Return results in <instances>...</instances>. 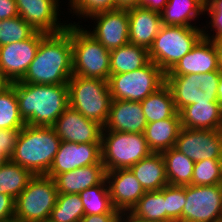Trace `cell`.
Wrapping results in <instances>:
<instances>
[{
	"mask_svg": "<svg viewBox=\"0 0 222 222\" xmlns=\"http://www.w3.org/2000/svg\"><path fill=\"white\" fill-rule=\"evenodd\" d=\"M73 75L71 23L61 32L46 34L35 58L20 82L32 84H68Z\"/></svg>",
	"mask_w": 222,
	"mask_h": 222,
	"instance_id": "1",
	"label": "cell"
},
{
	"mask_svg": "<svg viewBox=\"0 0 222 222\" xmlns=\"http://www.w3.org/2000/svg\"><path fill=\"white\" fill-rule=\"evenodd\" d=\"M19 113L27 125L52 127L69 106L68 84H32L17 81Z\"/></svg>",
	"mask_w": 222,
	"mask_h": 222,
	"instance_id": "2",
	"label": "cell"
},
{
	"mask_svg": "<svg viewBox=\"0 0 222 222\" xmlns=\"http://www.w3.org/2000/svg\"><path fill=\"white\" fill-rule=\"evenodd\" d=\"M61 139L53 127L25 125L10 160L33 175H46L58 152Z\"/></svg>",
	"mask_w": 222,
	"mask_h": 222,
	"instance_id": "3",
	"label": "cell"
},
{
	"mask_svg": "<svg viewBox=\"0 0 222 222\" xmlns=\"http://www.w3.org/2000/svg\"><path fill=\"white\" fill-rule=\"evenodd\" d=\"M68 99L69 107L105 125L112 102L108 81L72 75L68 81Z\"/></svg>",
	"mask_w": 222,
	"mask_h": 222,
	"instance_id": "4",
	"label": "cell"
},
{
	"mask_svg": "<svg viewBox=\"0 0 222 222\" xmlns=\"http://www.w3.org/2000/svg\"><path fill=\"white\" fill-rule=\"evenodd\" d=\"M84 29L79 23H71L73 75L107 81L110 76V51Z\"/></svg>",
	"mask_w": 222,
	"mask_h": 222,
	"instance_id": "5",
	"label": "cell"
},
{
	"mask_svg": "<svg viewBox=\"0 0 222 222\" xmlns=\"http://www.w3.org/2000/svg\"><path fill=\"white\" fill-rule=\"evenodd\" d=\"M203 37V28L163 25L149 49V57L169 72Z\"/></svg>",
	"mask_w": 222,
	"mask_h": 222,
	"instance_id": "6",
	"label": "cell"
},
{
	"mask_svg": "<svg viewBox=\"0 0 222 222\" xmlns=\"http://www.w3.org/2000/svg\"><path fill=\"white\" fill-rule=\"evenodd\" d=\"M101 152L106 172L129 169L152 153L144 133L119 131H102Z\"/></svg>",
	"mask_w": 222,
	"mask_h": 222,
	"instance_id": "7",
	"label": "cell"
},
{
	"mask_svg": "<svg viewBox=\"0 0 222 222\" xmlns=\"http://www.w3.org/2000/svg\"><path fill=\"white\" fill-rule=\"evenodd\" d=\"M166 73L150 61L146 66L108 78L109 92L114 100L141 102L165 84Z\"/></svg>",
	"mask_w": 222,
	"mask_h": 222,
	"instance_id": "8",
	"label": "cell"
},
{
	"mask_svg": "<svg viewBox=\"0 0 222 222\" xmlns=\"http://www.w3.org/2000/svg\"><path fill=\"white\" fill-rule=\"evenodd\" d=\"M55 181L47 175H34L15 200V217L24 222H48L56 204Z\"/></svg>",
	"mask_w": 222,
	"mask_h": 222,
	"instance_id": "9",
	"label": "cell"
},
{
	"mask_svg": "<svg viewBox=\"0 0 222 222\" xmlns=\"http://www.w3.org/2000/svg\"><path fill=\"white\" fill-rule=\"evenodd\" d=\"M221 72L211 71L203 74L165 76L177 112L193 103L218 102L217 90Z\"/></svg>",
	"mask_w": 222,
	"mask_h": 222,
	"instance_id": "10",
	"label": "cell"
},
{
	"mask_svg": "<svg viewBox=\"0 0 222 222\" xmlns=\"http://www.w3.org/2000/svg\"><path fill=\"white\" fill-rule=\"evenodd\" d=\"M186 204L181 222H222V189L220 185L185 186Z\"/></svg>",
	"mask_w": 222,
	"mask_h": 222,
	"instance_id": "11",
	"label": "cell"
},
{
	"mask_svg": "<svg viewBox=\"0 0 222 222\" xmlns=\"http://www.w3.org/2000/svg\"><path fill=\"white\" fill-rule=\"evenodd\" d=\"M45 35L36 31L24 41L0 46V79L4 83L17 82L24 77Z\"/></svg>",
	"mask_w": 222,
	"mask_h": 222,
	"instance_id": "12",
	"label": "cell"
},
{
	"mask_svg": "<svg viewBox=\"0 0 222 222\" xmlns=\"http://www.w3.org/2000/svg\"><path fill=\"white\" fill-rule=\"evenodd\" d=\"M175 148L194 162L222 159V130L181 127Z\"/></svg>",
	"mask_w": 222,
	"mask_h": 222,
	"instance_id": "13",
	"label": "cell"
},
{
	"mask_svg": "<svg viewBox=\"0 0 222 222\" xmlns=\"http://www.w3.org/2000/svg\"><path fill=\"white\" fill-rule=\"evenodd\" d=\"M88 18L96 20L97 24L93 31L87 30V32L107 50L111 51L129 43L128 8L101 11Z\"/></svg>",
	"mask_w": 222,
	"mask_h": 222,
	"instance_id": "14",
	"label": "cell"
},
{
	"mask_svg": "<svg viewBox=\"0 0 222 222\" xmlns=\"http://www.w3.org/2000/svg\"><path fill=\"white\" fill-rule=\"evenodd\" d=\"M92 164H103L101 143L61 141L46 175L54 178L58 174Z\"/></svg>",
	"mask_w": 222,
	"mask_h": 222,
	"instance_id": "15",
	"label": "cell"
},
{
	"mask_svg": "<svg viewBox=\"0 0 222 222\" xmlns=\"http://www.w3.org/2000/svg\"><path fill=\"white\" fill-rule=\"evenodd\" d=\"M61 141L101 143L103 126L67 107L52 126Z\"/></svg>",
	"mask_w": 222,
	"mask_h": 222,
	"instance_id": "16",
	"label": "cell"
},
{
	"mask_svg": "<svg viewBox=\"0 0 222 222\" xmlns=\"http://www.w3.org/2000/svg\"><path fill=\"white\" fill-rule=\"evenodd\" d=\"M19 16L33 29L46 34L65 30L66 23H59L60 0H15Z\"/></svg>",
	"mask_w": 222,
	"mask_h": 222,
	"instance_id": "17",
	"label": "cell"
},
{
	"mask_svg": "<svg viewBox=\"0 0 222 222\" xmlns=\"http://www.w3.org/2000/svg\"><path fill=\"white\" fill-rule=\"evenodd\" d=\"M106 181L111 203L121 213L131 211L146 192L130 169L107 171Z\"/></svg>",
	"mask_w": 222,
	"mask_h": 222,
	"instance_id": "18",
	"label": "cell"
},
{
	"mask_svg": "<svg viewBox=\"0 0 222 222\" xmlns=\"http://www.w3.org/2000/svg\"><path fill=\"white\" fill-rule=\"evenodd\" d=\"M217 70H219L217 50L211 39L203 36L165 76L203 74Z\"/></svg>",
	"mask_w": 222,
	"mask_h": 222,
	"instance_id": "19",
	"label": "cell"
},
{
	"mask_svg": "<svg viewBox=\"0 0 222 222\" xmlns=\"http://www.w3.org/2000/svg\"><path fill=\"white\" fill-rule=\"evenodd\" d=\"M146 118L140 102L112 99L103 131L144 133Z\"/></svg>",
	"mask_w": 222,
	"mask_h": 222,
	"instance_id": "20",
	"label": "cell"
},
{
	"mask_svg": "<svg viewBox=\"0 0 222 222\" xmlns=\"http://www.w3.org/2000/svg\"><path fill=\"white\" fill-rule=\"evenodd\" d=\"M128 19L129 43L149 50L163 26L161 13L134 6L128 8Z\"/></svg>",
	"mask_w": 222,
	"mask_h": 222,
	"instance_id": "21",
	"label": "cell"
},
{
	"mask_svg": "<svg viewBox=\"0 0 222 222\" xmlns=\"http://www.w3.org/2000/svg\"><path fill=\"white\" fill-rule=\"evenodd\" d=\"M53 179L58 194H79L101 184L106 179V170L103 164H92L58 174Z\"/></svg>",
	"mask_w": 222,
	"mask_h": 222,
	"instance_id": "22",
	"label": "cell"
},
{
	"mask_svg": "<svg viewBox=\"0 0 222 222\" xmlns=\"http://www.w3.org/2000/svg\"><path fill=\"white\" fill-rule=\"evenodd\" d=\"M179 113L181 127L200 130H222V106L219 102L189 104Z\"/></svg>",
	"mask_w": 222,
	"mask_h": 222,
	"instance_id": "23",
	"label": "cell"
},
{
	"mask_svg": "<svg viewBox=\"0 0 222 222\" xmlns=\"http://www.w3.org/2000/svg\"><path fill=\"white\" fill-rule=\"evenodd\" d=\"M180 130L181 117L177 112L171 118L147 123L144 136L152 152L162 153L175 147Z\"/></svg>",
	"mask_w": 222,
	"mask_h": 222,
	"instance_id": "24",
	"label": "cell"
},
{
	"mask_svg": "<svg viewBox=\"0 0 222 222\" xmlns=\"http://www.w3.org/2000/svg\"><path fill=\"white\" fill-rule=\"evenodd\" d=\"M129 169L145 191H158L168 184L165 161L161 153L152 152Z\"/></svg>",
	"mask_w": 222,
	"mask_h": 222,
	"instance_id": "25",
	"label": "cell"
},
{
	"mask_svg": "<svg viewBox=\"0 0 222 222\" xmlns=\"http://www.w3.org/2000/svg\"><path fill=\"white\" fill-rule=\"evenodd\" d=\"M206 0H168L161 12L163 25L197 27L191 21L205 13ZM190 21V22H189Z\"/></svg>",
	"mask_w": 222,
	"mask_h": 222,
	"instance_id": "26",
	"label": "cell"
},
{
	"mask_svg": "<svg viewBox=\"0 0 222 222\" xmlns=\"http://www.w3.org/2000/svg\"><path fill=\"white\" fill-rule=\"evenodd\" d=\"M149 50L132 43L110 51V75L132 72L150 62Z\"/></svg>",
	"mask_w": 222,
	"mask_h": 222,
	"instance_id": "27",
	"label": "cell"
},
{
	"mask_svg": "<svg viewBox=\"0 0 222 222\" xmlns=\"http://www.w3.org/2000/svg\"><path fill=\"white\" fill-rule=\"evenodd\" d=\"M161 154L165 161L168 184L175 186L191 185L195 162L175 147L163 151Z\"/></svg>",
	"mask_w": 222,
	"mask_h": 222,
	"instance_id": "28",
	"label": "cell"
},
{
	"mask_svg": "<svg viewBox=\"0 0 222 222\" xmlns=\"http://www.w3.org/2000/svg\"><path fill=\"white\" fill-rule=\"evenodd\" d=\"M140 103L147 123L168 119L177 113L171 90L166 83Z\"/></svg>",
	"mask_w": 222,
	"mask_h": 222,
	"instance_id": "29",
	"label": "cell"
},
{
	"mask_svg": "<svg viewBox=\"0 0 222 222\" xmlns=\"http://www.w3.org/2000/svg\"><path fill=\"white\" fill-rule=\"evenodd\" d=\"M33 176L26 168L8 160L0 168V193L16 200Z\"/></svg>",
	"mask_w": 222,
	"mask_h": 222,
	"instance_id": "30",
	"label": "cell"
},
{
	"mask_svg": "<svg viewBox=\"0 0 222 222\" xmlns=\"http://www.w3.org/2000/svg\"><path fill=\"white\" fill-rule=\"evenodd\" d=\"M26 123L19 113L15 82L0 87V129H22Z\"/></svg>",
	"mask_w": 222,
	"mask_h": 222,
	"instance_id": "31",
	"label": "cell"
},
{
	"mask_svg": "<svg viewBox=\"0 0 222 222\" xmlns=\"http://www.w3.org/2000/svg\"><path fill=\"white\" fill-rule=\"evenodd\" d=\"M79 195L83 202L84 215L121 214L111 203L106 179L101 184L85 189Z\"/></svg>",
	"mask_w": 222,
	"mask_h": 222,
	"instance_id": "32",
	"label": "cell"
},
{
	"mask_svg": "<svg viewBox=\"0 0 222 222\" xmlns=\"http://www.w3.org/2000/svg\"><path fill=\"white\" fill-rule=\"evenodd\" d=\"M130 212L138 218L166 222L164 187L158 191H146Z\"/></svg>",
	"mask_w": 222,
	"mask_h": 222,
	"instance_id": "33",
	"label": "cell"
},
{
	"mask_svg": "<svg viewBox=\"0 0 222 222\" xmlns=\"http://www.w3.org/2000/svg\"><path fill=\"white\" fill-rule=\"evenodd\" d=\"M84 216L79 194H58L48 222H79Z\"/></svg>",
	"mask_w": 222,
	"mask_h": 222,
	"instance_id": "34",
	"label": "cell"
},
{
	"mask_svg": "<svg viewBox=\"0 0 222 222\" xmlns=\"http://www.w3.org/2000/svg\"><path fill=\"white\" fill-rule=\"evenodd\" d=\"M36 32L20 16L0 20V46L30 38Z\"/></svg>",
	"mask_w": 222,
	"mask_h": 222,
	"instance_id": "35",
	"label": "cell"
},
{
	"mask_svg": "<svg viewBox=\"0 0 222 222\" xmlns=\"http://www.w3.org/2000/svg\"><path fill=\"white\" fill-rule=\"evenodd\" d=\"M222 181V159L195 162L191 185L213 186Z\"/></svg>",
	"mask_w": 222,
	"mask_h": 222,
	"instance_id": "36",
	"label": "cell"
},
{
	"mask_svg": "<svg viewBox=\"0 0 222 222\" xmlns=\"http://www.w3.org/2000/svg\"><path fill=\"white\" fill-rule=\"evenodd\" d=\"M166 222H181V215L186 204L185 186L167 184L164 187Z\"/></svg>",
	"mask_w": 222,
	"mask_h": 222,
	"instance_id": "37",
	"label": "cell"
},
{
	"mask_svg": "<svg viewBox=\"0 0 222 222\" xmlns=\"http://www.w3.org/2000/svg\"><path fill=\"white\" fill-rule=\"evenodd\" d=\"M70 11L78 17L88 18L90 15L116 9V0H69Z\"/></svg>",
	"mask_w": 222,
	"mask_h": 222,
	"instance_id": "38",
	"label": "cell"
},
{
	"mask_svg": "<svg viewBox=\"0 0 222 222\" xmlns=\"http://www.w3.org/2000/svg\"><path fill=\"white\" fill-rule=\"evenodd\" d=\"M205 11L208 12L211 18L208 23L211 25L209 28H213L215 34L209 36L211 33L208 34L206 28L204 30L203 27V36L208 39H215L222 36V0H206Z\"/></svg>",
	"mask_w": 222,
	"mask_h": 222,
	"instance_id": "39",
	"label": "cell"
},
{
	"mask_svg": "<svg viewBox=\"0 0 222 222\" xmlns=\"http://www.w3.org/2000/svg\"><path fill=\"white\" fill-rule=\"evenodd\" d=\"M21 129H0V152L10 160Z\"/></svg>",
	"mask_w": 222,
	"mask_h": 222,
	"instance_id": "40",
	"label": "cell"
},
{
	"mask_svg": "<svg viewBox=\"0 0 222 222\" xmlns=\"http://www.w3.org/2000/svg\"><path fill=\"white\" fill-rule=\"evenodd\" d=\"M15 200L7 194L0 193V222L14 217Z\"/></svg>",
	"mask_w": 222,
	"mask_h": 222,
	"instance_id": "41",
	"label": "cell"
},
{
	"mask_svg": "<svg viewBox=\"0 0 222 222\" xmlns=\"http://www.w3.org/2000/svg\"><path fill=\"white\" fill-rule=\"evenodd\" d=\"M19 16L15 0H0V20Z\"/></svg>",
	"mask_w": 222,
	"mask_h": 222,
	"instance_id": "42",
	"label": "cell"
},
{
	"mask_svg": "<svg viewBox=\"0 0 222 222\" xmlns=\"http://www.w3.org/2000/svg\"><path fill=\"white\" fill-rule=\"evenodd\" d=\"M79 222H120V214L84 215Z\"/></svg>",
	"mask_w": 222,
	"mask_h": 222,
	"instance_id": "43",
	"label": "cell"
},
{
	"mask_svg": "<svg viewBox=\"0 0 222 222\" xmlns=\"http://www.w3.org/2000/svg\"><path fill=\"white\" fill-rule=\"evenodd\" d=\"M167 2L168 0H139L137 6L161 13Z\"/></svg>",
	"mask_w": 222,
	"mask_h": 222,
	"instance_id": "44",
	"label": "cell"
},
{
	"mask_svg": "<svg viewBox=\"0 0 222 222\" xmlns=\"http://www.w3.org/2000/svg\"><path fill=\"white\" fill-rule=\"evenodd\" d=\"M120 222H158L134 216L130 211L120 214Z\"/></svg>",
	"mask_w": 222,
	"mask_h": 222,
	"instance_id": "45",
	"label": "cell"
},
{
	"mask_svg": "<svg viewBox=\"0 0 222 222\" xmlns=\"http://www.w3.org/2000/svg\"><path fill=\"white\" fill-rule=\"evenodd\" d=\"M213 42L216 50H217V55H218V62H219V70L222 73V36L211 39Z\"/></svg>",
	"mask_w": 222,
	"mask_h": 222,
	"instance_id": "46",
	"label": "cell"
},
{
	"mask_svg": "<svg viewBox=\"0 0 222 222\" xmlns=\"http://www.w3.org/2000/svg\"><path fill=\"white\" fill-rule=\"evenodd\" d=\"M139 0H116L117 8H129L138 5Z\"/></svg>",
	"mask_w": 222,
	"mask_h": 222,
	"instance_id": "47",
	"label": "cell"
},
{
	"mask_svg": "<svg viewBox=\"0 0 222 222\" xmlns=\"http://www.w3.org/2000/svg\"><path fill=\"white\" fill-rule=\"evenodd\" d=\"M217 100L222 106V73L219 78L218 90H217Z\"/></svg>",
	"mask_w": 222,
	"mask_h": 222,
	"instance_id": "48",
	"label": "cell"
},
{
	"mask_svg": "<svg viewBox=\"0 0 222 222\" xmlns=\"http://www.w3.org/2000/svg\"><path fill=\"white\" fill-rule=\"evenodd\" d=\"M1 222H24L22 219H19V218H17V217H12V218H9V219H7V220H3V221H1Z\"/></svg>",
	"mask_w": 222,
	"mask_h": 222,
	"instance_id": "49",
	"label": "cell"
},
{
	"mask_svg": "<svg viewBox=\"0 0 222 222\" xmlns=\"http://www.w3.org/2000/svg\"><path fill=\"white\" fill-rule=\"evenodd\" d=\"M8 161V159L0 152V168Z\"/></svg>",
	"mask_w": 222,
	"mask_h": 222,
	"instance_id": "50",
	"label": "cell"
},
{
	"mask_svg": "<svg viewBox=\"0 0 222 222\" xmlns=\"http://www.w3.org/2000/svg\"><path fill=\"white\" fill-rule=\"evenodd\" d=\"M4 84V82L0 79V87Z\"/></svg>",
	"mask_w": 222,
	"mask_h": 222,
	"instance_id": "51",
	"label": "cell"
}]
</instances>
